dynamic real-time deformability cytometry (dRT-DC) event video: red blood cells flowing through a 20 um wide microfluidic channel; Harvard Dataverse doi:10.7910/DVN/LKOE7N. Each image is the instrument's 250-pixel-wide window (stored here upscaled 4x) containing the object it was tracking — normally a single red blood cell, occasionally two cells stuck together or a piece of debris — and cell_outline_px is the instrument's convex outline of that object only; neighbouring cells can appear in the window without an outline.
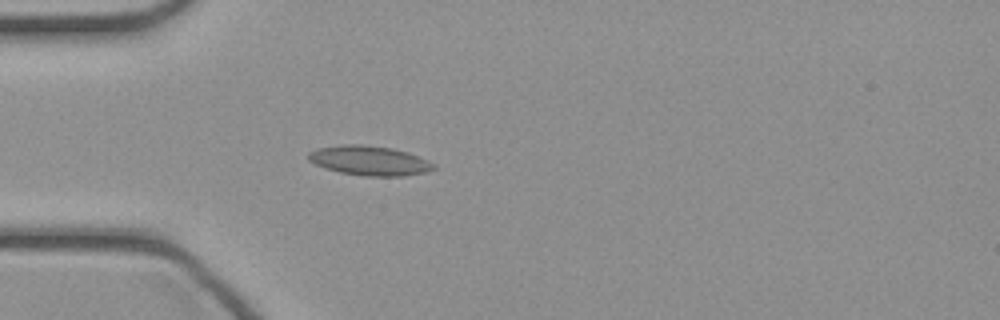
{"species": "common noctule bat (a hibernating species)", "species_latin": "Nyctalus noctula", "temperature_condition": "cold", "stored_images_in_passage": 34, "camera_frame_rate_fps": 3000, "um_per_image_px": 0.085, "animal": {"sex": "female", "body_mass_g": 21.9}, "frame": {"image": 1, "passage_image": 1, "time_ms": 0.0, "image_size_px": [1000, 320], "cell_outline_px": [[436, 168], [424, 172], [404, 176], [364, 176], [340, 172], [324, 168], [308, 160], [308, 152], [316, 148], [340, 144], [360, 144], [392, 148], [408, 152], [428, 160], [436, 164]], "centroid_in_image_um": [31.39, 13.64], "position_along_channel_um": 53.6, "area_um2": 21.73}}
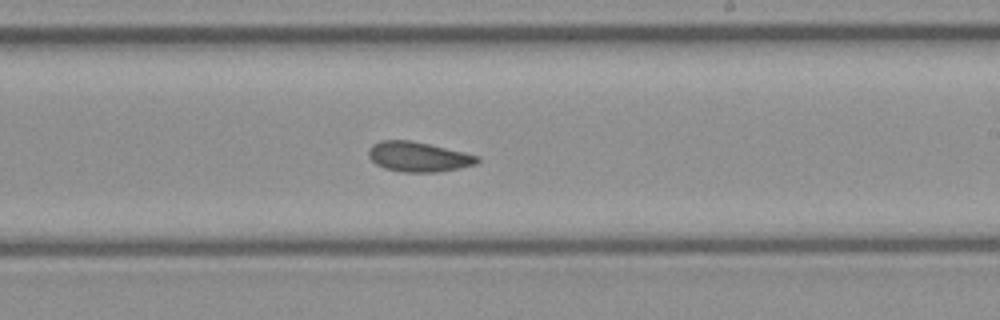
{"frame": {"image": 2, "passage_image": 15, "time_ms": 4.667, "image_size_px": [1000, 320], "cell_outline_px": [[480, 160], [476, 164], [460, 168], [436, 172], [404, 172], [384, 168], [376, 164], [368, 156], [368, 148], [372, 144], [380, 140], [412, 140], [464, 152], [480, 156]], "centroid_in_image_um": [35.55, 13.32], "position_along_channel_um": 253.4, "area_um2": 19.07}}
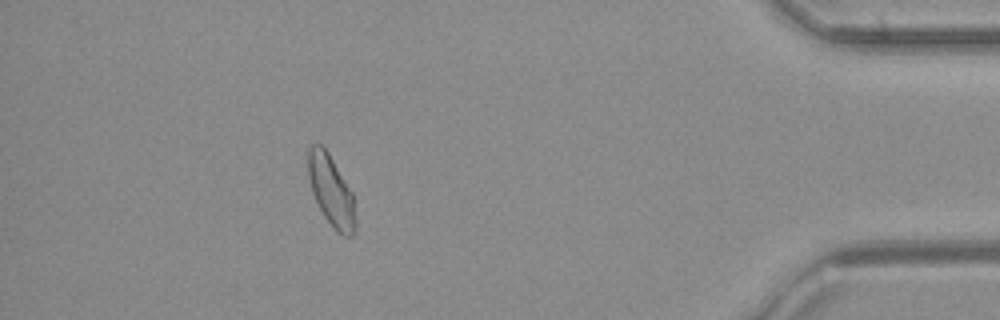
{"frame": {"image": 3, "passage_image": 29, "time_ms": 9.333, "image_size_px": [1000, 320], "cell_outline_px": [[356, 232], [352, 236], [344, 236], [336, 232], [324, 216], [312, 192], [308, 176], [308, 148], [312, 144], [320, 144], [328, 152], [352, 192], [356, 220]], "centroid_in_image_um": [28.16, 16.25], "position_along_channel_um": 407.0, "area_um2": 19.48}}